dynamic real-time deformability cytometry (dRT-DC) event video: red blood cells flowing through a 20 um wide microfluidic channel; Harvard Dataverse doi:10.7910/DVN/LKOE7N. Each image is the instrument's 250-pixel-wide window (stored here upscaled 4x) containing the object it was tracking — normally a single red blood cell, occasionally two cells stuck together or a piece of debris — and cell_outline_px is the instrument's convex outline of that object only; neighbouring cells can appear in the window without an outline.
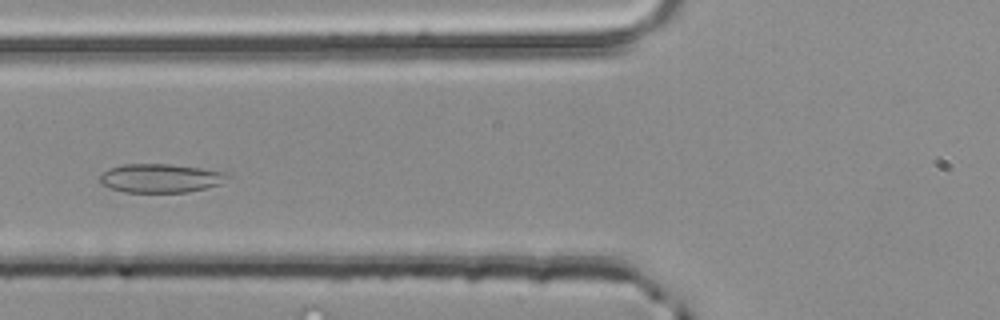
{"species": "common noctule bat (a hibernating species)", "species_latin": "Nyctalus noctula", "temperature_condition": "room temperature", "stored_images_in_passage": 40, "camera_frame_rate_fps": 3000, "um_per_image_px": 0.085, "animal": {"sex": "male", "body_mass_g": 20.4}, "frame": {"image": 1, "passage_image": 9, "time_ms": 2.667, "image_size_px": [1000, 320], "cell_outline_px": [[232, 172], [220, 184], [188, 192], [124, 192], [100, 184], [100, 176], [108, 168], [120, 164], [172, 164]], "centroid_in_image_um": [13.65, 15.13], "position_along_channel_um": 112.1, "area_um2": 21.5}}
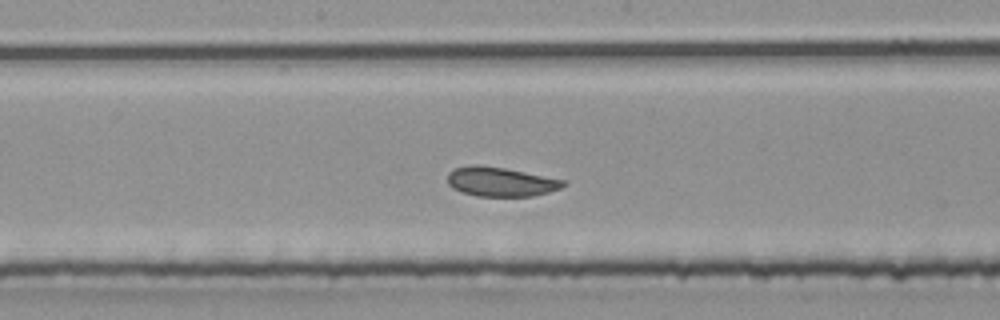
{"frame": {"image": 2, "passage_image": 16, "time_ms": 5.0, "image_size_px": [1000, 320], "cell_outline_px": [[568, 184], [560, 188], [548, 192], [532, 196], [476, 196], [460, 192], [452, 188], [448, 184], [448, 172], [452, 168], [476, 164], [504, 168], [568, 180]], "centroid_in_image_um": [42.56, 15.44], "position_along_channel_um": 205.6, "area_um2": 20.0}}
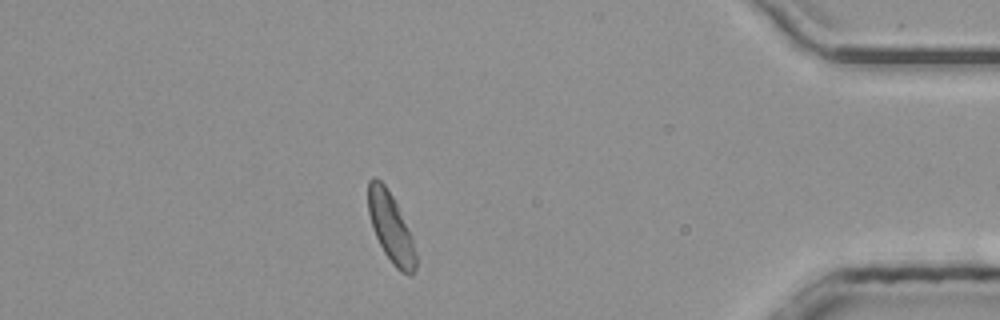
{"frame": {"image": 3, "passage_image": 34, "time_ms": 11.0, "image_size_px": [1000, 320], "cell_outline_px": [[416, 268], [412, 276], [408, 276], [400, 272], [392, 264], [384, 252], [372, 228], [368, 212], [368, 180], [372, 176], [380, 180], [384, 184], [392, 196], [396, 204], [412, 240], [416, 252]], "centroid_in_image_um": [33.2, 19.38], "position_along_channel_um": 402.0, "area_um2": 19.02}, "authors_computed_cell_mechanics": {"area_um2": 20.2878, "velocity_mm_per_s": 3.9948, "shape_relaxation_time_tau1_ms": 2.7792, "shape_relaxation_time_tau2_ms": 1.844, "deformation_change_tau1": 0.0737, "deformation_change_tau2": 0.0579}}